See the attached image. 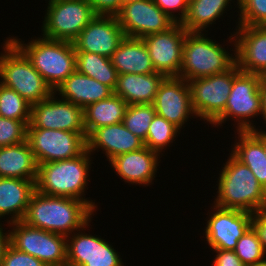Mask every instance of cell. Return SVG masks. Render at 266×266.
I'll use <instances>...</instances> for the list:
<instances>
[{
    "mask_svg": "<svg viewBox=\"0 0 266 266\" xmlns=\"http://www.w3.org/2000/svg\"><path fill=\"white\" fill-rule=\"evenodd\" d=\"M97 213L87 203L34 191L23 222L48 232L69 236L87 225Z\"/></svg>",
    "mask_w": 266,
    "mask_h": 266,
    "instance_id": "1",
    "label": "cell"
},
{
    "mask_svg": "<svg viewBox=\"0 0 266 266\" xmlns=\"http://www.w3.org/2000/svg\"><path fill=\"white\" fill-rule=\"evenodd\" d=\"M92 158L95 159L86 149L81 155L71 159L38 164L36 190L48 196L82 200L96 212L98 205L95 199L85 198L91 164H94Z\"/></svg>",
    "mask_w": 266,
    "mask_h": 266,
    "instance_id": "2",
    "label": "cell"
},
{
    "mask_svg": "<svg viewBox=\"0 0 266 266\" xmlns=\"http://www.w3.org/2000/svg\"><path fill=\"white\" fill-rule=\"evenodd\" d=\"M228 159L218 173L213 204L225 209H236L252 214L266 210V189L258 182L248 166L229 151Z\"/></svg>",
    "mask_w": 266,
    "mask_h": 266,
    "instance_id": "3",
    "label": "cell"
},
{
    "mask_svg": "<svg viewBox=\"0 0 266 266\" xmlns=\"http://www.w3.org/2000/svg\"><path fill=\"white\" fill-rule=\"evenodd\" d=\"M211 38L205 32H187L183 44L180 78L188 82L192 79L226 72L236 64L233 32L228 36V40L226 39V48L225 39H223L224 43L220 44L221 42ZM229 46H231L230 49Z\"/></svg>",
    "mask_w": 266,
    "mask_h": 266,
    "instance_id": "4",
    "label": "cell"
},
{
    "mask_svg": "<svg viewBox=\"0 0 266 266\" xmlns=\"http://www.w3.org/2000/svg\"><path fill=\"white\" fill-rule=\"evenodd\" d=\"M30 60L53 91L76 70L73 42L31 37L27 43L18 36L8 37Z\"/></svg>",
    "mask_w": 266,
    "mask_h": 266,
    "instance_id": "5",
    "label": "cell"
},
{
    "mask_svg": "<svg viewBox=\"0 0 266 266\" xmlns=\"http://www.w3.org/2000/svg\"><path fill=\"white\" fill-rule=\"evenodd\" d=\"M1 44L0 83L15 90L31 105L54 91L33 67L27 56L7 37Z\"/></svg>",
    "mask_w": 266,
    "mask_h": 266,
    "instance_id": "6",
    "label": "cell"
},
{
    "mask_svg": "<svg viewBox=\"0 0 266 266\" xmlns=\"http://www.w3.org/2000/svg\"><path fill=\"white\" fill-rule=\"evenodd\" d=\"M262 76L240 71L234 78L224 112L211 124L212 127L234 120V129L250 131L258 129L255 119L262 118L260 86ZM255 118V119H254ZM254 119V121H253ZM253 122V123H252ZM255 124V125H254Z\"/></svg>",
    "mask_w": 266,
    "mask_h": 266,
    "instance_id": "7",
    "label": "cell"
},
{
    "mask_svg": "<svg viewBox=\"0 0 266 266\" xmlns=\"http://www.w3.org/2000/svg\"><path fill=\"white\" fill-rule=\"evenodd\" d=\"M41 36L73 42L96 16L89 0H45Z\"/></svg>",
    "mask_w": 266,
    "mask_h": 266,
    "instance_id": "8",
    "label": "cell"
},
{
    "mask_svg": "<svg viewBox=\"0 0 266 266\" xmlns=\"http://www.w3.org/2000/svg\"><path fill=\"white\" fill-rule=\"evenodd\" d=\"M240 71L235 64L226 72L188 81L193 111L208 127L224 112L233 78Z\"/></svg>",
    "mask_w": 266,
    "mask_h": 266,
    "instance_id": "9",
    "label": "cell"
},
{
    "mask_svg": "<svg viewBox=\"0 0 266 266\" xmlns=\"http://www.w3.org/2000/svg\"><path fill=\"white\" fill-rule=\"evenodd\" d=\"M10 244L19 251L38 258L46 266L67 262V236L27 225L10 223Z\"/></svg>",
    "mask_w": 266,
    "mask_h": 266,
    "instance_id": "10",
    "label": "cell"
},
{
    "mask_svg": "<svg viewBox=\"0 0 266 266\" xmlns=\"http://www.w3.org/2000/svg\"><path fill=\"white\" fill-rule=\"evenodd\" d=\"M86 140V133L32 128L27 125V141L37 164L77 157L87 149Z\"/></svg>",
    "mask_w": 266,
    "mask_h": 266,
    "instance_id": "11",
    "label": "cell"
},
{
    "mask_svg": "<svg viewBox=\"0 0 266 266\" xmlns=\"http://www.w3.org/2000/svg\"><path fill=\"white\" fill-rule=\"evenodd\" d=\"M208 210L202 236L210 249L234 251L238 240L252 227V213L220 208L213 203Z\"/></svg>",
    "mask_w": 266,
    "mask_h": 266,
    "instance_id": "12",
    "label": "cell"
},
{
    "mask_svg": "<svg viewBox=\"0 0 266 266\" xmlns=\"http://www.w3.org/2000/svg\"><path fill=\"white\" fill-rule=\"evenodd\" d=\"M90 223L67 236V263L71 266H125L120 252L109 241L90 234Z\"/></svg>",
    "mask_w": 266,
    "mask_h": 266,
    "instance_id": "13",
    "label": "cell"
},
{
    "mask_svg": "<svg viewBox=\"0 0 266 266\" xmlns=\"http://www.w3.org/2000/svg\"><path fill=\"white\" fill-rule=\"evenodd\" d=\"M32 128L86 133L84 109L58 97L53 92L47 99L31 105Z\"/></svg>",
    "mask_w": 266,
    "mask_h": 266,
    "instance_id": "14",
    "label": "cell"
},
{
    "mask_svg": "<svg viewBox=\"0 0 266 266\" xmlns=\"http://www.w3.org/2000/svg\"><path fill=\"white\" fill-rule=\"evenodd\" d=\"M116 17L125 37L139 39L166 31L176 23L154 3V0L122 4Z\"/></svg>",
    "mask_w": 266,
    "mask_h": 266,
    "instance_id": "15",
    "label": "cell"
},
{
    "mask_svg": "<svg viewBox=\"0 0 266 266\" xmlns=\"http://www.w3.org/2000/svg\"><path fill=\"white\" fill-rule=\"evenodd\" d=\"M186 34L181 23H175L166 31L143 38L156 72L166 77H180Z\"/></svg>",
    "mask_w": 266,
    "mask_h": 266,
    "instance_id": "16",
    "label": "cell"
},
{
    "mask_svg": "<svg viewBox=\"0 0 266 266\" xmlns=\"http://www.w3.org/2000/svg\"><path fill=\"white\" fill-rule=\"evenodd\" d=\"M153 105L157 115L180 130L188 125L187 122L191 121L190 119L197 118L191 104L189 84L180 77H166L162 81Z\"/></svg>",
    "mask_w": 266,
    "mask_h": 266,
    "instance_id": "17",
    "label": "cell"
},
{
    "mask_svg": "<svg viewBox=\"0 0 266 266\" xmlns=\"http://www.w3.org/2000/svg\"><path fill=\"white\" fill-rule=\"evenodd\" d=\"M125 38L116 16L96 15L73 41L75 52L96 53L111 58Z\"/></svg>",
    "mask_w": 266,
    "mask_h": 266,
    "instance_id": "18",
    "label": "cell"
},
{
    "mask_svg": "<svg viewBox=\"0 0 266 266\" xmlns=\"http://www.w3.org/2000/svg\"><path fill=\"white\" fill-rule=\"evenodd\" d=\"M162 156L148 147L115 156L108 163L117 176L129 186H150L157 177Z\"/></svg>",
    "mask_w": 266,
    "mask_h": 266,
    "instance_id": "19",
    "label": "cell"
},
{
    "mask_svg": "<svg viewBox=\"0 0 266 266\" xmlns=\"http://www.w3.org/2000/svg\"><path fill=\"white\" fill-rule=\"evenodd\" d=\"M234 30L238 68L263 75L266 72V26L237 25Z\"/></svg>",
    "mask_w": 266,
    "mask_h": 266,
    "instance_id": "20",
    "label": "cell"
},
{
    "mask_svg": "<svg viewBox=\"0 0 266 266\" xmlns=\"http://www.w3.org/2000/svg\"><path fill=\"white\" fill-rule=\"evenodd\" d=\"M86 141L89 153L94 156L95 152L102 150L106 161L144 147V141L128 130L122 122L95 129Z\"/></svg>",
    "mask_w": 266,
    "mask_h": 266,
    "instance_id": "21",
    "label": "cell"
},
{
    "mask_svg": "<svg viewBox=\"0 0 266 266\" xmlns=\"http://www.w3.org/2000/svg\"><path fill=\"white\" fill-rule=\"evenodd\" d=\"M258 128L250 131H234L235 140L234 144L231 145L230 153L248 166L258 182L266 189V154L263 144V129L260 126Z\"/></svg>",
    "mask_w": 266,
    "mask_h": 266,
    "instance_id": "22",
    "label": "cell"
},
{
    "mask_svg": "<svg viewBox=\"0 0 266 266\" xmlns=\"http://www.w3.org/2000/svg\"><path fill=\"white\" fill-rule=\"evenodd\" d=\"M34 180L0 177V221L5 223L22 221L29 200L36 190Z\"/></svg>",
    "mask_w": 266,
    "mask_h": 266,
    "instance_id": "23",
    "label": "cell"
},
{
    "mask_svg": "<svg viewBox=\"0 0 266 266\" xmlns=\"http://www.w3.org/2000/svg\"><path fill=\"white\" fill-rule=\"evenodd\" d=\"M60 98L85 109L88 105L110 97L114 91L96 79L75 70L54 91Z\"/></svg>",
    "mask_w": 266,
    "mask_h": 266,
    "instance_id": "24",
    "label": "cell"
},
{
    "mask_svg": "<svg viewBox=\"0 0 266 266\" xmlns=\"http://www.w3.org/2000/svg\"><path fill=\"white\" fill-rule=\"evenodd\" d=\"M162 73L121 74L118 75L114 94L121 97L128 105L153 104L162 81Z\"/></svg>",
    "mask_w": 266,
    "mask_h": 266,
    "instance_id": "25",
    "label": "cell"
},
{
    "mask_svg": "<svg viewBox=\"0 0 266 266\" xmlns=\"http://www.w3.org/2000/svg\"><path fill=\"white\" fill-rule=\"evenodd\" d=\"M110 59L119 75L156 72L143 39L125 37Z\"/></svg>",
    "mask_w": 266,
    "mask_h": 266,
    "instance_id": "26",
    "label": "cell"
},
{
    "mask_svg": "<svg viewBox=\"0 0 266 266\" xmlns=\"http://www.w3.org/2000/svg\"><path fill=\"white\" fill-rule=\"evenodd\" d=\"M38 164L28 141L0 147V177L37 180Z\"/></svg>",
    "mask_w": 266,
    "mask_h": 266,
    "instance_id": "27",
    "label": "cell"
},
{
    "mask_svg": "<svg viewBox=\"0 0 266 266\" xmlns=\"http://www.w3.org/2000/svg\"><path fill=\"white\" fill-rule=\"evenodd\" d=\"M234 2L235 0H189L188 11L181 25L187 32L208 33L210 26L216 24L219 18L225 17L224 13L228 14L227 11L233 8L238 10V0ZM231 4H237V7Z\"/></svg>",
    "mask_w": 266,
    "mask_h": 266,
    "instance_id": "28",
    "label": "cell"
},
{
    "mask_svg": "<svg viewBox=\"0 0 266 266\" xmlns=\"http://www.w3.org/2000/svg\"><path fill=\"white\" fill-rule=\"evenodd\" d=\"M128 104L118 95L88 105L84 109V126L87 137L97 128L121 123Z\"/></svg>",
    "mask_w": 266,
    "mask_h": 266,
    "instance_id": "29",
    "label": "cell"
},
{
    "mask_svg": "<svg viewBox=\"0 0 266 266\" xmlns=\"http://www.w3.org/2000/svg\"><path fill=\"white\" fill-rule=\"evenodd\" d=\"M76 70L109 86L113 91L116 87L119 74L110 58L96 53L76 52Z\"/></svg>",
    "mask_w": 266,
    "mask_h": 266,
    "instance_id": "30",
    "label": "cell"
},
{
    "mask_svg": "<svg viewBox=\"0 0 266 266\" xmlns=\"http://www.w3.org/2000/svg\"><path fill=\"white\" fill-rule=\"evenodd\" d=\"M180 133L181 130L178 127L165 118L155 114L150 123L144 146L164 156L163 152L172 147L173 142L178 138Z\"/></svg>",
    "mask_w": 266,
    "mask_h": 266,
    "instance_id": "31",
    "label": "cell"
},
{
    "mask_svg": "<svg viewBox=\"0 0 266 266\" xmlns=\"http://www.w3.org/2000/svg\"><path fill=\"white\" fill-rule=\"evenodd\" d=\"M0 116L19 121H30L31 104L15 90L0 83Z\"/></svg>",
    "mask_w": 266,
    "mask_h": 266,
    "instance_id": "32",
    "label": "cell"
},
{
    "mask_svg": "<svg viewBox=\"0 0 266 266\" xmlns=\"http://www.w3.org/2000/svg\"><path fill=\"white\" fill-rule=\"evenodd\" d=\"M155 114L156 111L153 104L129 105L122 123L134 135L145 141L150 123Z\"/></svg>",
    "mask_w": 266,
    "mask_h": 266,
    "instance_id": "33",
    "label": "cell"
},
{
    "mask_svg": "<svg viewBox=\"0 0 266 266\" xmlns=\"http://www.w3.org/2000/svg\"><path fill=\"white\" fill-rule=\"evenodd\" d=\"M234 251L245 266L266 259V253L253 227L238 240Z\"/></svg>",
    "mask_w": 266,
    "mask_h": 266,
    "instance_id": "34",
    "label": "cell"
},
{
    "mask_svg": "<svg viewBox=\"0 0 266 266\" xmlns=\"http://www.w3.org/2000/svg\"><path fill=\"white\" fill-rule=\"evenodd\" d=\"M237 13L236 26H266V0H238Z\"/></svg>",
    "mask_w": 266,
    "mask_h": 266,
    "instance_id": "35",
    "label": "cell"
},
{
    "mask_svg": "<svg viewBox=\"0 0 266 266\" xmlns=\"http://www.w3.org/2000/svg\"><path fill=\"white\" fill-rule=\"evenodd\" d=\"M30 121H19L0 116V147L15 145L27 140V125Z\"/></svg>",
    "mask_w": 266,
    "mask_h": 266,
    "instance_id": "36",
    "label": "cell"
},
{
    "mask_svg": "<svg viewBox=\"0 0 266 266\" xmlns=\"http://www.w3.org/2000/svg\"><path fill=\"white\" fill-rule=\"evenodd\" d=\"M1 266H46L38 258L8 246Z\"/></svg>",
    "mask_w": 266,
    "mask_h": 266,
    "instance_id": "37",
    "label": "cell"
},
{
    "mask_svg": "<svg viewBox=\"0 0 266 266\" xmlns=\"http://www.w3.org/2000/svg\"><path fill=\"white\" fill-rule=\"evenodd\" d=\"M154 3L176 23H181L187 14L189 0H154Z\"/></svg>",
    "mask_w": 266,
    "mask_h": 266,
    "instance_id": "38",
    "label": "cell"
},
{
    "mask_svg": "<svg viewBox=\"0 0 266 266\" xmlns=\"http://www.w3.org/2000/svg\"><path fill=\"white\" fill-rule=\"evenodd\" d=\"M96 15L116 16L122 7V0H89Z\"/></svg>",
    "mask_w": 266,
    "mask_h": 266,
    "instance_id": "39",
    "label": "cell"
},
{
    "mask_svg": "<svg viewBox=\"0 0 266 266\" xmlns=\"http://www.w3.org/2000/svg\"><path fill=\"white\" fill-rule=\"evenodd\" d=\"M211 251L215 253L211 266H245L235 251L222 249H211Z\"/></svg>",
    "mask_w": 266,
    "mask_h": 266,
    "instance_id": "40",
    "label": "cell"
},
{
    "mask_svg": "<svg viewBox=\"0 0 266 266\" xmlns=\"http://www.w3.org/2000/svg\"><path fill=\"white\" fill-rule=\"evenodd\" d=\"M252 227L257 232L266 253V210L258 211L252 215Z\"/></svg>",
    "mask_w": 266,
    "mask_h": 266,
    "instance_id": "41",
    "label": "cell"
},
{
    "mask_svg": "<svg viewBox=\"0 0 266 266\" xmlns=\"http://www.w3.org/2000/svg\"><path fill=\"white\" fill-rule=\"evenodd\" d=\"M3 222V223H2ZM5 226L10 227V223L4 224V221H0V266L2 265V261L8 246L10 245V228L9 230H5ZM6 231V232H5Z\"/></svg>",
    "mask_w": 266,
    "mask_h": 266,
    "instance_id": "42",
    "label": "cell"
},
{
    "mask_svg": "<svg viewBox=\"0 0 266 266\" xmlns=\"http://www.w3.org/2000/svg\"><path fill=\"white\" fill-rule=\"evenodd\" d=\"M260 94H261V106H262V119L261 121L265 127H266V84L262 81L260 86ZM266 129V128H264Z\"/></svg>",
    "mask_w": 266,
    "mask_h": 266,
    "instance_id": "43",
    "label": "cell"
},
{
    "mask_svg": "<svg viewBox=\"0 0 266 266\" xmlns=\"http://www.w3.org/2000/svg\"><path fill=\"white\" fill-rule=\"evenodd\" d=\"M248 266H266V259L264 261H261V262L255 263V264H251Z\"/></svg>",
    "mask_w": 266,
    "mask_h": 266,
    "instance_id": "44",
    "label": "cell"
},
{
    "mask_svg": "<svg viewBox=\"0 0 266 266\" xmlns=\"http://www.w3.org/2000/svg\"><path fill=\"white\" fill-rule=\"evenodd\" d=\"M263 144H264V149H265V154H266V130H263Z\"/></svg>",
    "mask_w": 266,
    "mask_h": 266,
    "instance_id": "45",
    "label": "cell"
},
{
    "mask_svg": "<svg viewBox=\"0 0 266 266\" xmlns=\"http://www.w3.org/2000/svg\"><path fill=\"white\" fill-rule=\"evenodd\" d=\"M137 1H142V0H122V4L134 3Z\"/></svg>",
    "mask_w": 266,
    "mask_h": 266,
    "instance_id": "46",
    "label": "cell"
},
{
    "mask_svg": "<svg viewBox=\"0 0 266 266\" xmlns=\"http://www.w3.org/2000/svg\"><path fill=\"white\" fill-rule=\"evenodd\" d=\"M48 266H71L69 263L59 264V265H48Z\"/></svg>",
    "mask_w": 266,
    "mask_h": 266,
    "instance_id": "47",
    "label": "cell"
},
{
    "mask_svg": "<svg viewBox=\"0 0 266 266\" xmlns=\"http://www.w3.org/2000/svg\"><path fill=\"white\" fill-rule=\"evenodd\" d=\"M261 76H262V81L266 84V72Z\"/></svg>",
    "mask_w": 266,
    "mask_h": 266,
    "instance_id": "48",
    "label": "cell"
}]
</instances>
